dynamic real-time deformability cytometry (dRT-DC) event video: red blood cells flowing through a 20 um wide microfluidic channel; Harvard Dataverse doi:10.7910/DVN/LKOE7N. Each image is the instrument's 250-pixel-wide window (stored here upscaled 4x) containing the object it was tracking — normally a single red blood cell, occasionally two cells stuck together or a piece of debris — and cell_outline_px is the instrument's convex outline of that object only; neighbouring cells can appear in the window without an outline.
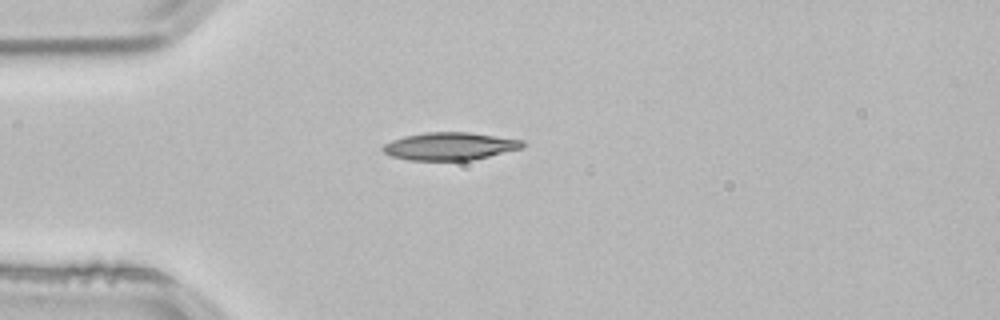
{"species": "common noctule bat (a hibernating species)", "species_latin": "Nyctalus noctula", "temperature_condition": "room temperature", "stored_images_in_passage": 40, "camera_frame_rate_fps": 3000, "um_per_image_px": 0.085, "animal": {"sex": "male", "body_mass_g": 21.5, "forearm_length_mm": 52.0}, "frame": {"image": 1, "passage_image": 1, "time_ms": 0.0, "image_size_px": [1000, 320], "cell_outline_px": [[524, 144], [520, 148], [472, 160], [408, 160], [392, 156], [384, 152], [380, 148], [384, 144], [392, 140], [404, 136], [424, 132], [468, 132], [524, 140]], "centroid_in_image_um": [38.19, 12.42], "position_along_channel_um": 46.8, "area_um2": 22.37}}
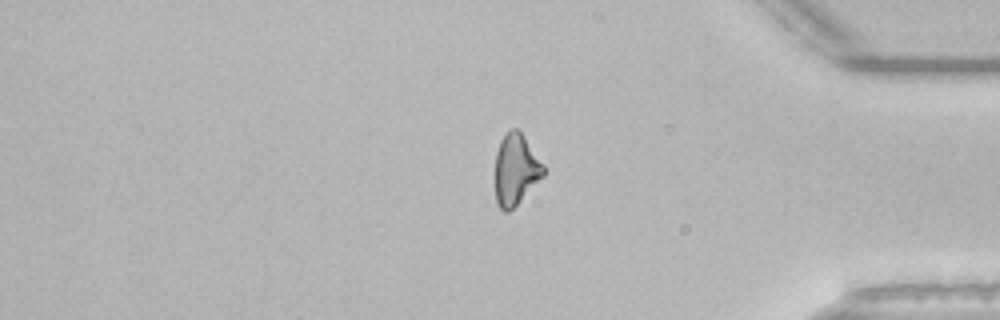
{"frame": {"image": 2, "passage_image": 31, "time_ms": 10.0, "image_size_px": [1000, 320], "cell_outline_px": [[544, 176], [508, 212], [504, 212], [496, 204], [496, 152], [500, 140], [512, 128], [516, 128], [524, 136], [544, 164]], "centroid_in_image_um": [43.84, 14.41], "position_along_channel_um": 391.4, "area_um2": 19.77}}
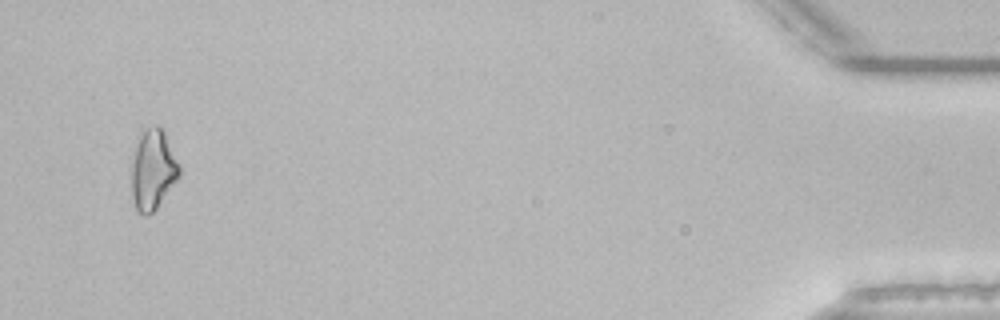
{"frame": {"image": 3, "passage_image": 38, "time_ms": 12.333, "image_size_px": [1000, 320], "cell_outline_px": [[180, 176], [156, 208], [148, 216], [140, 216], [136, 212], [132, 196], [132, 164], [136, 148], [140, 136], [148, 128], [156, 124], [164, 132], [180, 164]], "centroid_in_image_um": [13.01, 14.49], "position_along_channel_um": 422.2, "area_um2": 22.08}, "authors_computed_cell_mechanics": {"area_um2": 21.1259, "velocity_mm_per_s": 3.8515, "shape_relaxation_time_tau1_ms": null, "shape_relaxation_time_tau2_ms": 6.0189, "deformation_change_tau1": null, "deformation_change_tau2": 0.1706}}